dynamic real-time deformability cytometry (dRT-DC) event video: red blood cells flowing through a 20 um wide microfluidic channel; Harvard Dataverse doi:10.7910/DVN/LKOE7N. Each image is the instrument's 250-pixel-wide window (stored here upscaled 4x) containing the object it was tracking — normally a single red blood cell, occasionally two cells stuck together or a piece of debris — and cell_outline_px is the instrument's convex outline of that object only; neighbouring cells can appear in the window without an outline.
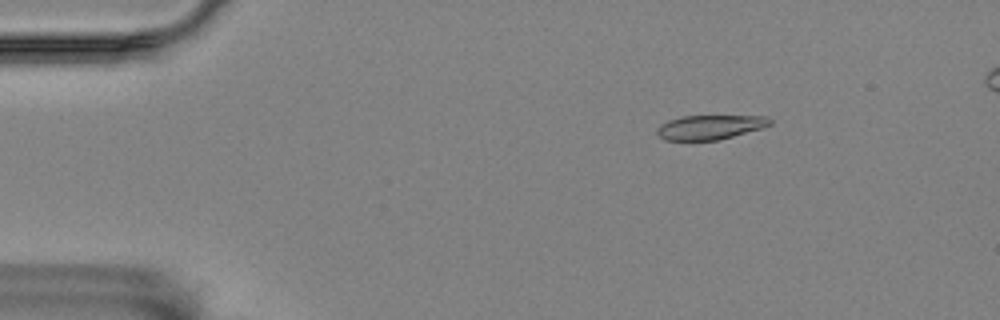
{"species": "Egyptian fruit bat (a non-hibernating species)", "species_latin": "Rousettus aegyptiacus", "temperature_condition": "room temperature", "stored_images_in_passage": 13, "camera_frame_rate_fps": 3000, "um_per_image_px": 0.085, "animal": {"sex": "female"}, "frame": {"image": 1, "passage_image": 3, "time_ms": 0.667, "image_size_px": [1000, 320], "cell_outline_px": [[772, 124], [764, 128], [720, 140], [664, 140], [656, 132], [656, 128], [660, 124], [668, 120], [680, 116], [768, 116], [772, 120]], "centroid_in_image_um": [60.37, 10.81], "position_along_channel_um": 24.6, "area_um2": 16.3}}
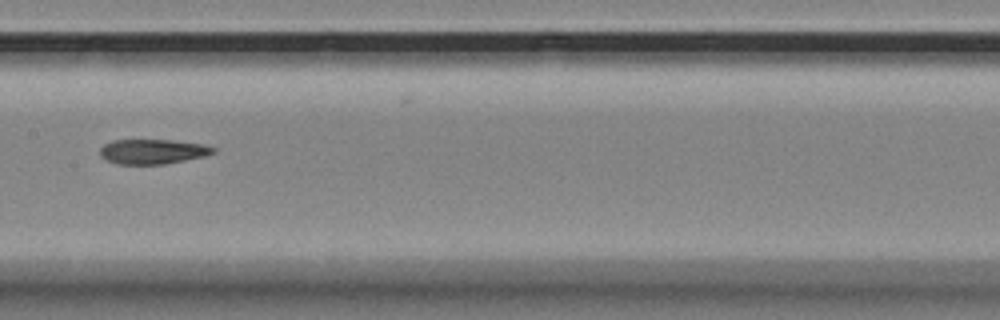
{"frame": {"image": 2, "passage_image": 8, "time_ms": 2.333, "image_size_px": [1000, 320], "cell_outline_px": [[216, 152], [204, 156], [164, 164], [116, 164], [100, 156], [100, 148], [104, 144], [112, 140], [172, 140], [204, 144], [216, 148]], "centroid_in_image_um": [12.98, 12.87], "position_along_channel_um": 194.4, "area_um2": 16.36}}
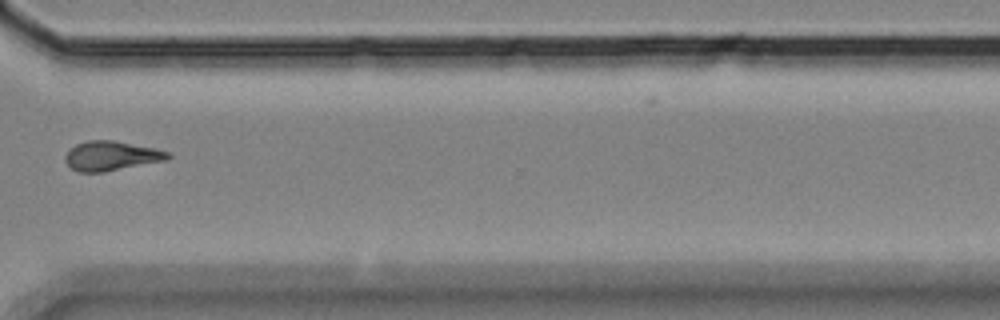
{"frame": {"image": 3, "passage_image": 12, "time_ms": 3.667, "image_size_px": [1000, 320], "cell_outline_px": [[172, 156], [168, 160], [104, 172], [80, 172], [72, 168], [64, 160], [64, 156], [76, 144], [88, 140], [112, 140], [156, 148], [168, 152]], "centroid_in_image_um": [9.49, 13.25], "position_along_channel_um": 361.1, "area_um2": 17.63}}